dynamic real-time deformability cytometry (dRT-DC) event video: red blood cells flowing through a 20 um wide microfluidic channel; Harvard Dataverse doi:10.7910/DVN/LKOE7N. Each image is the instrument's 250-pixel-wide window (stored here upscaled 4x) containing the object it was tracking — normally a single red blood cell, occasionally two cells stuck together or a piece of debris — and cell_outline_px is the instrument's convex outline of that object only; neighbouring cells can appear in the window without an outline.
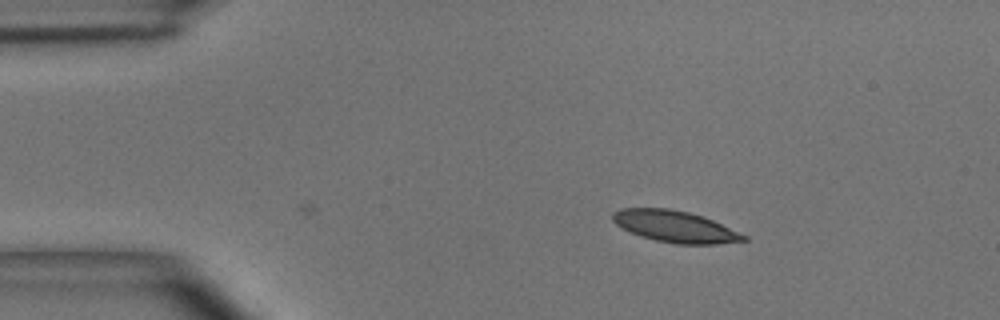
{"species": "common noctule bat (a hibernating species)", "species_latin": "Nyctalus noctula", "temperature_condition": "room temperature", "stored_images_in_passage": 40, "camera_frame_rate_fps": 3000, "um_per_image_px": 0.085, "animal": {"sex": "male", "body_mass_g": 15.6}, "frame": {"image": 1, "passage_image": 1, "time_ms": 0.0, "image_size_px": [1000, 320], "cell_outline_px": [[748, 240], [716, 244], [676, 244], [656, 240], [640, 236], [616, 224], [612, 220], [612, 212], [620, 208], [668, 208], [688, 212], [704, 216], [748, 236]], "centroid_in_image_um": [57.39, 19.25], "position_along_channel_um": 27.6, "area_um2": 24.04}}
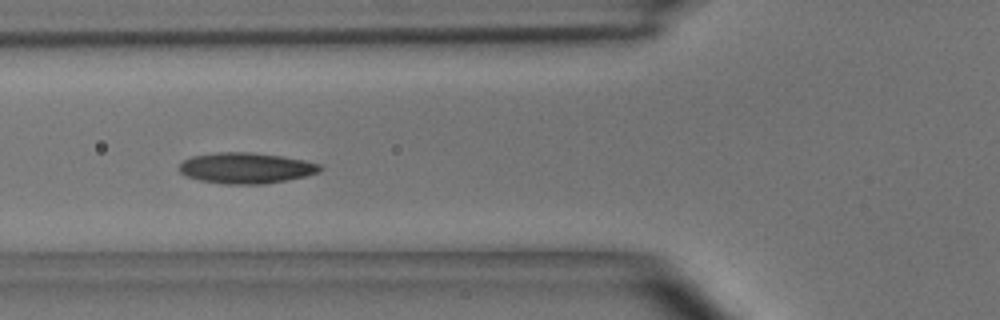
{"frame": {"image": 2, "passage_image": 11, "time_ms": 3.333, "image_size_px": [1000, 320], "cell_outline_px": [[324, 168], [320, 172], [304, 176], [264, 184], [224, 184], [200, 180], [184, 176], [180, 172], [180, 164], [184, 160], [192, 156], [216, 152], [252, 152], [280, 156], [304, 160], [320, 164]], "centroid_in_image_um": [20.9, 14.28], "position_along_channel_um": 104.9, "area_um2": 25.26}}
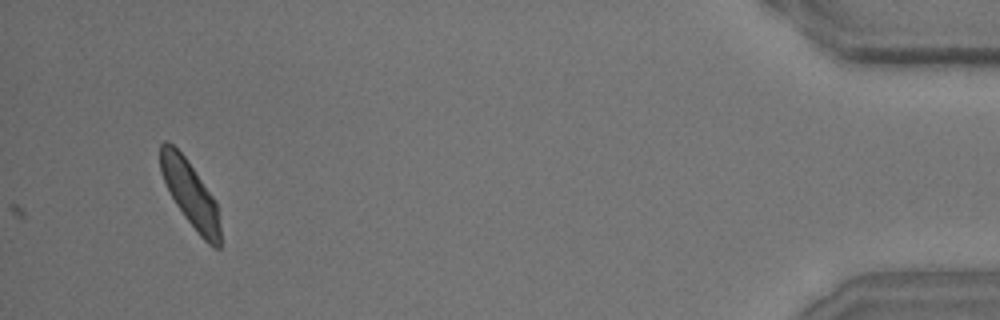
{"frame": {"image": 3, "passage_image": 40, "time_ms": 13.0, "image_size_px": [1000, 320], "cell_outline_px": [[220, 248], [212, 248], [196, 232], [184, 216], [176, 204], [160, 172], [160, 144], [164, 140], [168, 140], [184, 156], [216, 200], [220, 228]], "centroid_in_image_um": [16.18, 16.5], "position_along_channel_um": 419.0, "area_um2": 22.77}, "authors_computed_cell_mechanics": {"area_um2": 24.0448, "velocity_mm_per_s": 4.0283, "shape_relaxation_time_tau1_ms": 3.7522, "shape_relaxation_time_tau2_ms": 2.7273, "deformation_change_tau1": 0.1244, "deformation_change_tau2": 0.0889}}